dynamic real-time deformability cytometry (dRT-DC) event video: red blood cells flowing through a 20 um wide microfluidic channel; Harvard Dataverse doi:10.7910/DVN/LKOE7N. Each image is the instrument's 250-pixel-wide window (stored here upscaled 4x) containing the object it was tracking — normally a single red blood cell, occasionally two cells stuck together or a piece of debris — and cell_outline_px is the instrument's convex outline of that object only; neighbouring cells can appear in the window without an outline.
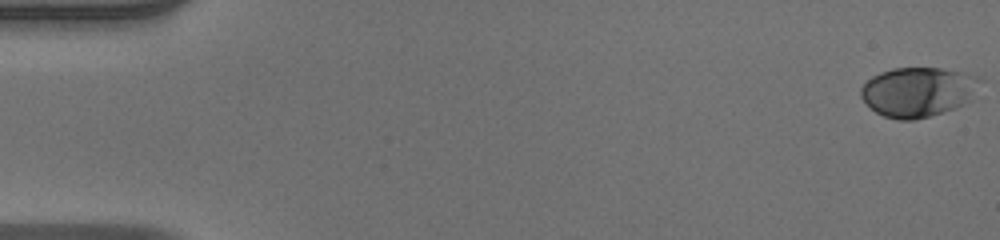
{"species": "human", "species_latin": "Homo sapiens", "temperature_condition": "warm", "stored_images_in_passage": 53, "camera_frame_rate_fps": 3000, "um_per_image_px": 0.085, "donor": {"sex": "male"}, "frame": {"image": 1, "passage_image": 1, "time_ms": 0.0, "image_size_px": [1000, 240], "cell_outline_px": [[984, 80], [972, 100], [956, 108], [916, 120], [900, 120], [884, 116], [876, 112], [860, 96], [860, 88], [872, 76], [880, 72], [892, 68], [940, 68], [980, 76]], "centroid_in_image_um": [78.09, 7.8], "position_along_channel_um": 6.9, "area_um2": 34.8}}
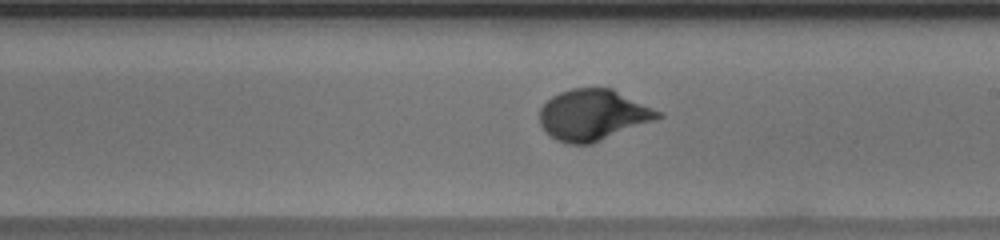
{"frame": {"image": 2, "passage_image": 31, "time_ms": 10.0, "image_size_px": [1000, 240], "cell_outline_px": [[664, 116], [592, 144], [568, 144], [556, 140], [544, 132], [540, 124], [540, 108], [552, 96], [560, 92], [572, 88], [612, 88], [664, 112]], "centroid_in_image_um": [50.41, 9.77], "position_along_channel_um": 238.6, "area_um2": 35.32}}
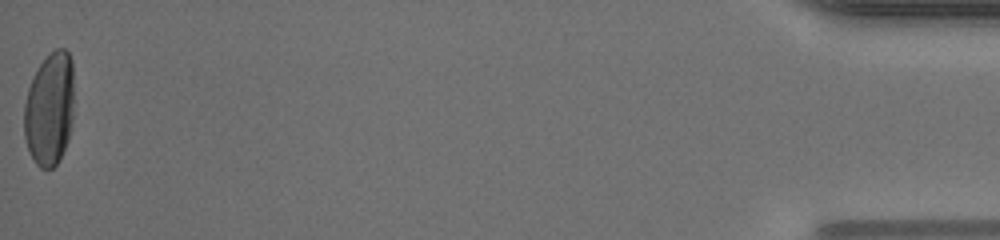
{"frame": {"image": 3, "passage_image": 53, "time_ms": 17.333, "image_size_px": [1000, 240], "cell_outline_px": [[72, 120], [68, 140], [56, 164], [52, 168], [40, 168], [36, 164], [28, 148], [24, 136], [24, 104], [28, 88], [40, 64], [56, 48], [64, 48], [68, 52], [72, 60]], "centroid_in_image_um": [4.2, 9.27], "position_along_channel_um": 431.0, "area_um2": 32.54}, "authors_computed_cell_mechanics": {"area_um2": 33.4662, "velocity_mm_per_s": 3.9439, "shape_relaxation_time_tau1_ms": 3.6465, "shape_relaxation_time_tau2_ms": null, "deformation_change_tau1": 0.1849, "deformation_change_tau2": null}}